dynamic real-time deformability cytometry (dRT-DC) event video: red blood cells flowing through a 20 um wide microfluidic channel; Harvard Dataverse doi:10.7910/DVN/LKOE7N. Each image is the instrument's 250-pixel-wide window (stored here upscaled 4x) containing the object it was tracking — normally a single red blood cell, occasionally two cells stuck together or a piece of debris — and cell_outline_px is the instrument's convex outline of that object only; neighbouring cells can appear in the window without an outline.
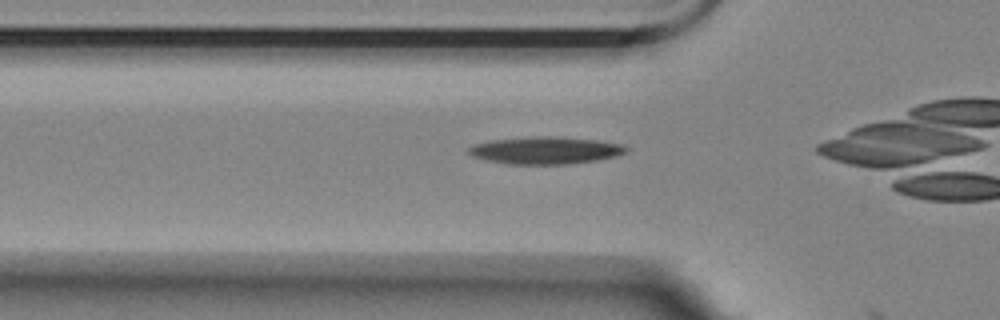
{"species": "Egyptian fruit bat (a non-hibernating species)", "species_latin": "Rousettus aegyptiacus", "temperature_condition": "room temperature", "stored_images_in_passage": 11, "camera_frame_rate_fps": 3000, "um_per_image_px": 0.085, "animal": {"sex": "female"}, "frame": {"image": 1, "passage_image": 10, "time_ms": 3.0, "image_size_px": [1000, 320], "cell_outline_px": [[632, 148], [628, 152], [616, 156], [600, 160], [568, 164], [508, 164], [484, 160], [472, 156], [468, 152], [468, 148], [476, 144], [492, 140], [536, 136], [556, 136], [596, 140], [624, 144]], "centroid_in_image_um": [46.44, 12.78], "position_along_channel_um": 79.4, "area_um2": 25.32}}